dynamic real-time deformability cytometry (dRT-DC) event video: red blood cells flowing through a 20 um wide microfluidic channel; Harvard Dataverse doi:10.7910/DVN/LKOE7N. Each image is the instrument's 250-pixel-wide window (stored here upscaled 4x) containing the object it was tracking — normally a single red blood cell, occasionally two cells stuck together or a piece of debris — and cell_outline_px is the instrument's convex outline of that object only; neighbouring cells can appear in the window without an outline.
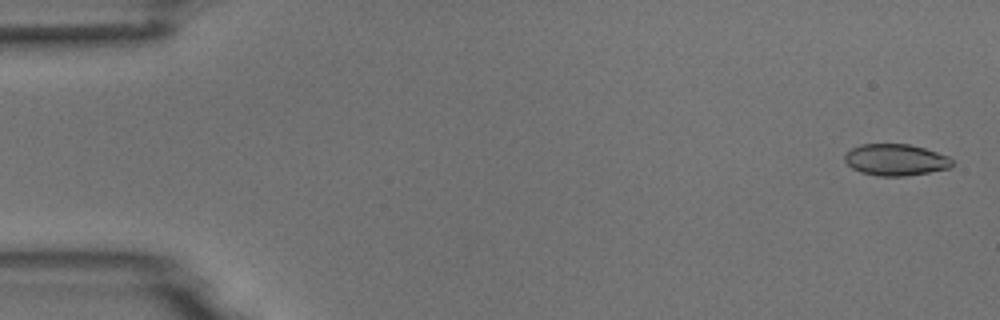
{"species": "common noctule bat (a hibernating species)", "species_latin": "Nyctalus noctula", "temperature_condition": "room temperature", "stored_images_in_passage": 5, "camera_frame_rate_fps": 3000, "um_per_image_px": 0.085, "animal": {"sex": "male", "body_mass_g": 18.8}, "frame": {"image": 1, "passage_image": 1, "time_ms": 0.0, "image_size_px": [1000, 320], "cell_outline_px": [[952, 164], [948, 168], [928, 172], [904, 176], [880, 176], [860, 172], [852, 168], [844, 160], [844, 156], [852, 148], [860, 144], [908, 144], [924, 148], [948, 156], [952, 160]], "centroid_in_image_um": [76.1, 13.58], "position_along_channel_um": 8.9, "area_um2": 19.54}}
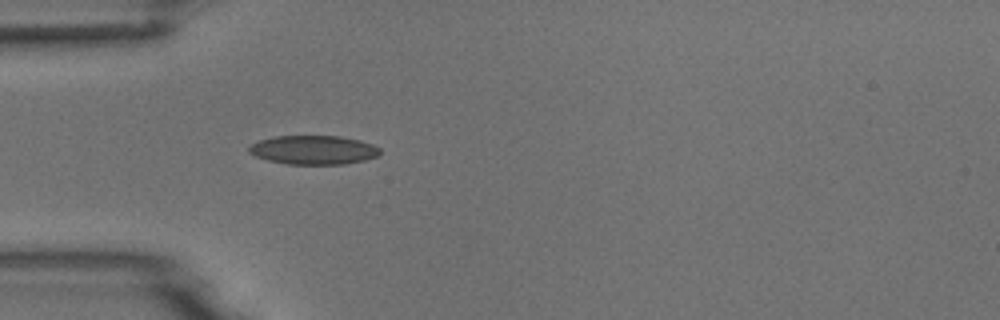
{"frame": {"image": 2, "passage_image": 5, "time_ms": 4.667, "image_size_px": [1000, 320], "cell_outline_px": [[380, 152], [376, 156], [364, 160], [344, 164], [288, 164], [268, 160], [256, 156], [248, 152], [248, 148], [252, 144], [260, 140], [276, 136], [340, 136], [360, 140], [372, 144], [380, 148]], "centroid_in_image_um": [26.65, 12.74], "position_along_channel_um": 58.4, "area_um2": 21.96}}